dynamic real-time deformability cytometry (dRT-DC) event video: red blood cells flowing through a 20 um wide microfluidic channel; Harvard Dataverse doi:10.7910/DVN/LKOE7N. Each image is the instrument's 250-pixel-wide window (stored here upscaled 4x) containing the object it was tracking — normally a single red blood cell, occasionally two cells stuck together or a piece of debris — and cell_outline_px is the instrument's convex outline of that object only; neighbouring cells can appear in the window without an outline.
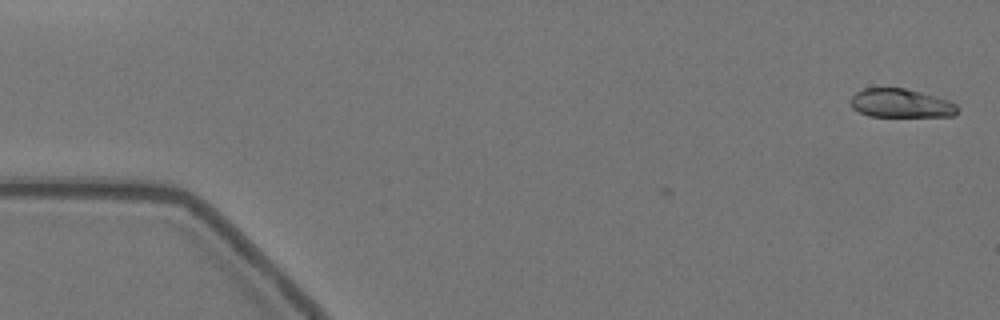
{"species": "Egyptian fruit bat (a non-hibernating species)", "species_latin": "Rousettus aegyptiacus", "temperature_condition": "warm", "stored_images_in_passage": 3, "camera_frame_rate_fps": 3000, "um_per_image_px": 0.085, "animal": {"sex": "female"}, "frame": {"image": 1, "passage_image": 3, "time_ms": 0.667, "image_size_px": [1000, 320], "cell_outline_px": [[960, 108], [952, 116], [868, 116], [852, 108], [848, 100], [856, 92], [864, 88], [904, 88], [920, 92], [948, 100], [956, 104]], "centroid_in_image_um": [76.53, 8.78], "position_along_channel_um": 8.5, "area_um2": 17.86}}